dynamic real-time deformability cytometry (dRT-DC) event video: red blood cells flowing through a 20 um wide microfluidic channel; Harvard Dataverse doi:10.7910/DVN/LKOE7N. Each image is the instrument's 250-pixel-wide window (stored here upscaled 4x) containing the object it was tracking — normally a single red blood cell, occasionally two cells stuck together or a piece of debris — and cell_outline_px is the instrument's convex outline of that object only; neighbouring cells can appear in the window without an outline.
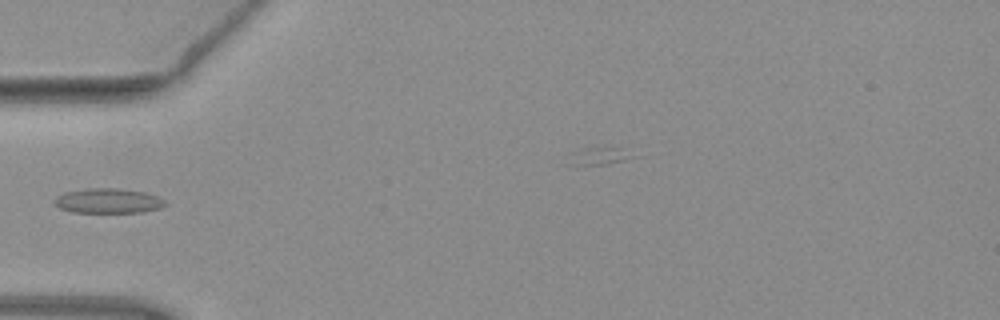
{"species": "common noctule bat (a hibernating species)", "species_latin": "Nyctalus noctula", "temperature_condition": "warm", "stored_images_in_passage": 5, "camera_frame_rate_fps": 3000, "um_per_image_px": 0.085, "animal": {"sex": "female", "body_mass_g": 19.3, "forearm_length_mm": 54.1}, "frame": {"image": 1, "passage_image": 4, "time_ms": 1.0, "image_size_px": [1000, 320], "cell_outline_px": [[168, 204], [160, 208], [144, 212], [72, 212], [60, 208], [52, 200], [56, 196], [68, 192], [88, 188], [120, 188], [144, 192], [156, 196], [164, 200]], "centroid_in_image_um": [9.21, 17.07], "position_along_channel_um": 75.8, "area_um2": 15.95}}
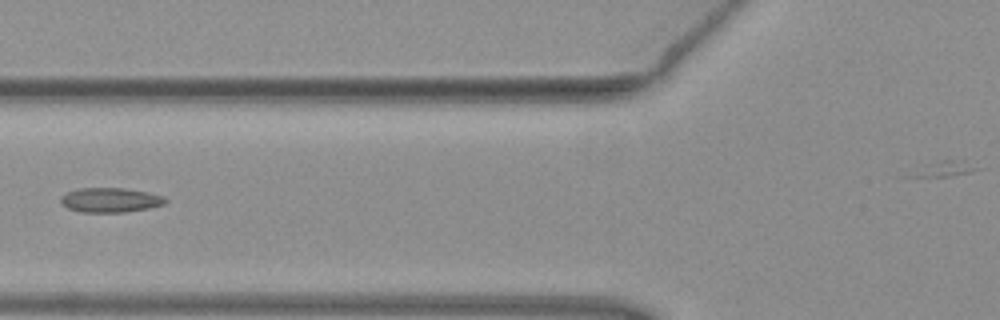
{"frame": {"image": 2, "passage_image": 5, "time_ms": 1.333, "image_size_px": [1000, 320], "cell_outline_px": [[168, 200], [164, 204], [148, 208], [124, 212], [80, 212], [68, 208], [60, 200], [60, 196], [68, 192], [80, 188], [124, 188], [148, 192], [164, 196]], "centroid_in_image_um": [9.39, 17.0], "position_along_channel_um": 116.4, "area_um2": 14.91}}